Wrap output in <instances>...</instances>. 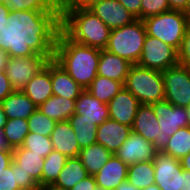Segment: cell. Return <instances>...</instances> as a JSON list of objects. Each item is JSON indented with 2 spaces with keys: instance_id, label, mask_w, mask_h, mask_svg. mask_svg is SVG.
Returning <instances> with one entry per match:
<instances>
[{
  "instance_id": "obj_33",
  "label": "cell",
  "mask_w": 190,
  "mask_h": 190,
  "mask_svg": "<svg viewBox=\"0 0 190 190\" xmlns=\"http://www.w3.org/2000/svg\"><path fill=\"white\" fill-rule=\"evenodd\" d=\"M28 133V122L22 118L7 119L3 128V134L10 149L21 147Z\"/></svg>"
},
{
  "instance_id": "obj_19",
  "label": "cell",
  "mask_w": 190,
  "mask_h": 190,
  "mask_svg": "<svg viewBox=\"0 0 190 190\" xmlns=\"http://www.w3.org/2000/svg\"><path fill=\"white\" fill-rule=\"evenodd\" d=\"M75 113L94 121L98 126L109 118L108 104L99 101L87 89L76 99Z\"/></svg>"
},
{
  "instance_id": "obj_46",
  "label": "cell",
  "mask_w": 190,
  "mask_h": 190,
  "mask_svg": "<svg viewBox=\"0 0 190 190\" xmlns=\"http://www.w3.org/2000/svg\"><path fill=\"white\" fill-rule=\"evenodd\" d=\"M9 14L10 9L6 6L4 2H0V30L8 24L7 22Z\"/></svg>"
},
{
  "instance_id": "obj_36",
  "label": "cell",
  "mask_w": 190,
  "mask_h": 190,
  "mask_svg": "<svg viewBox=\"0 0 190 190\" xmlns=\"http://www.w3.org/2000/svg\"><path fill=\"white\" fill-rule=\"evenodd\" d=\"M29 132L50 137L55 128L56 121L50 119L37 109L28 119Z\"/></svg>"
},
{
  "instance_id": "obj_17",
  "label": "cell",
  "mask_w": 190,
  "mask_h": 190,
  "mask_svg": "<svg viewBox=\"0 0 190 190\" xmlns=\"http://www.w3.org/2000/svg\"><path fill=\"white\" fill-rule=\"evenodd\" d=\"M128 165L113 154L106 164L94 175L96 184L105 190L115 188L127 179Z\"/></svg>"
},
{
  "instance_id": "obj_3",
  "label": "cell",
  "mask_w": 190,
  "mask_h": 190,
  "mask_svg": "<svg viewBox=\"0 0 190 190\" xmlns=\"http://www.w3.org/2000/svg\"><path fill=\"white\" fill-rule=\"evenodd\" d=\"M100 50L74 42L61 30L55 46L54 60L75 82L87 89L97 76Z\"/></svg>"
},
{
  "instance_id": "obj_18",
  "label": "cell",
  "mask_w": 190,
  "mask_h": 190,
  "mask_svg": "<svg viewBox=\"0 0 190 190\" xmlns=\"http://www.w3.org/2000/svg\"><path fill=\"white\" fill-rule=\"evenodd\" d=\"M50 138L54 150L59 151L68 158L79 156L80 145L68 120L57 122Z\"/></svg>"
},
{
  "instance_id": "obj_37",
  "label": "cell",
  "mask_w": 190,
  "mask_h": 190,
  "mask_svg": "<svg viewBox=\"0 0 190 190\" xmlns=\"http://www.w3.org/2000/svg\"><path fill=\"white\" fill-rule=\"evenodd\" d=\"M168 0H141V20L169 11Z\"/></svg>"
},
{
  "instance_id": "obj_53",
  "label": "cell",
  "mask_w": 190,
  "mask_h": 190,
  "mask_svg": "<svg viewBox=\"0 0 190 190\" xmlns=\"http://www.w3.org/2000/svg\"><path fill=\"white\" fill-rule=\"evenodd\" d=\"M39 190H68V189L57 187L54 184H49L41 187Z\"/></svg>"
},
{
  "instance_id": "obj_47",
  "label": "cell",
  "mask_w": 190,
  "mask_h": 190,
  "mask_svg": "<svg viewBox=\"0 0 190 190\" xmlns=\"http://www.w3.org/2000/svg\"><path fill=\"white\" fill-rule=\"evenodd\" d=\"M10 56L7 51L0 48V71H5Z\"/></svg>"
},
{
  "instance_id": "obj_8",
  "label": "cell",
  "mask_w": 190,
  "mask_h": 190,
  "mask_svg": "<svg viewBox=\"0 0 190 190\" xmlns=\"http://www.w3.org/2000/svg\"><path fill=\"white\" fill-rule=\"evenodd\" d=\"M178 51L158 38L146 35L141 57L137 65L164 71L178 65Z\"/></svg>"
},
{
  "instance_id": "obj_31",
  "label": "cell",
  "mask_w": 190,
  "mask_h": 190,
  "mask_svg": "<svg viewBox=\"0 0 190 190\" xmlns=\"http://www.w3.org/2000/svg\"><path fill=\"white\" fill-rule=\"evenodd\" d=\"M127 180L140 190L155 184L153 161L138 162L129 165Z\"/></svg>"
},
{
  "instance_id": "obj_22",
  "label": "cell",
  "mask_w": 190,
  "mask_h": 190,
  "mask_svg": "<svg viewBox=\"0 0 190 190\" xmlns=\"http://www.w3.org/2000/svg\"><path fill=\"white\" fill-rule=\"evenodd\" d=\"M132 132L153 143L160 135L158 119L151 104H140L132 125Z\"/></svg>"
},
{
  "instance_id": "obj_57",
  "label": "cell",
  "mask_w": 190,
  "mask_h": 190,
  "mask_svg": "<svg viewBox=\"0 0 190 190\" xmlns=\"http://www.w3.org/2000/svg\"><path fill=\"white\" fill-rule=\"evenodd\" d=\"M78 0H65L66 3H69V2H77Z\"/></svg>"
},
{
  "instance_id": "obj_1",
  "label": "cell",
  "mask_w": 190,
  "mask_h": 190,
  "mask_svg": "<svg viewBox=\"0 0 190 190\" xmlns=\"http://www.w3.org/2000/svg\"><path fill=\"white\" fill-rule=\"evenodd\" d=\"M8 24L0 30V48L10 57L40 54L54 59L61 31V12L10 11Z\"/></svg>"
},
{
  "instance_id": "obj_32",
  "label": "cell",
  "mask_w": 190,
  "mask_h": 190,
  "mask_svg": "<svg viewBox=\"0 0 190 190\" xmlns=\"http://www.w3.org/2000/svg\"><path fill=\"white\" fill-rule=\"evenodd\" d=\"M68 157L63 155L57 150H52V152L44 158V166L42 169V178L38 183L39 187L45 185L54 184L59 177V173L65 166Z\"/></svg>"
},
{
  "instance_id": "obj_21",
  "label": "cell",
  "mask_w": 190,
  "mask_h": 190,
  "mask_svg": "<svg viewBox=\"0 0 190 190\" xmlns=\"http://www.w3.org/2000/svg\"><path fill=\"white\" fill-rule=\"evenodd\" d=\"M51 83L55 96L77 99L84 91L54 59L51 60Z\"/></svg>"
},
{
  "instance_id": "obj_4",
  "label": "cell",
  "mask_w": 190,
  "mask_h": 190,
  "mask_svg": "<svg viewBox=\"0 0 190 190\" xmlns=\"http://www.w3.org/2000/svg\"><path fill=\"white\" fill-rule=\"evenodd\" d=\"M146 30L142 20L111 30L106 50L137 64L143 50Z\"/></svg>"
},
{
  "instance_id": "obj_28",
  "label": "cell",
  "mask_w": 190,
  "mask_h": 190,
  "mask_svg": "<svg viewBox=\"0 0 190 190\" xmlns=\"http://www.w3.org/2000/svg\"><path fill=\"white\" fill-rule=\"evenodd\" d=\"M10 11H46L63 12L67 3L65 0H4Z\"/></svg>"
},
{
  "instance_id": "obj_38",
  "label": "cell",
  "mask_w": 190,
  "mask_h": 190,
  "mask_svg": "<svg viewBox=\"0 0 190 190\" xmlns=\"http://www.w3.org/2000/svg\"><path fill=\"white\" fill-rule=\"evenodd\" d=\"M0 190H21L18 186L17 165H11L0 171Z\"/></svg>"
},
{
  "instance_id": "obj_30",
  "label": "cell",
  "mask_w": 190,
  "mask_h": 190,
  "mask_svg": "<svg viewBox=\"0 0 190 190\" xmlns=\"http://www.w3.org/2000/svg\"><path fill=\"white\" fill-rule=\"evenodd\" d=\"M123 86L119 81L97 75L87 90L99 101L108 104Z\"/></svg>"
},
{
  "instance_id": "obj_56",
  "label": "cell",
  "mask_w": 190,
  "mask_h": 190,
  "mask_svg": "<svg viewBox=\"0 0 190 190\" xmlns=\"http://www.w3.org/2000/svg\"><path fill=\"white\" fill-rule=\"evenodd\" d=\"M187 113H188V118H189V126H190V104L187 107Z\"/></svg>"
},
{
  "instance_id": "obj_10",
  "label": "cell",
  "mask_w": 190,
  "mask_h": 190,
  "mask_svg": "<svg viewBox=\"0 0 190 190\" xmlns=\"http://www.w3.org/2000/svg\"><path fill=\"white\" fill-rule=\"evenodd\" d=\"M48 61L40 54L29 57H10L5 72L13 89L22 91Z\"/></svg>"
},
{
  "instance_id": "obj_50",
  "label": "cell",
  "mask_w": 190,
  "mask_h": 190,
  "mask_svg": "<svg viewBox=\"0 0 190 190\" xmlns=\"http://www.w3.org/2000/svg\"><path fill=\"white\" fill-rule=\"evenodd\" d=\"M180 164L183 170L190 171V152L180 159Z\"/></svg>"
},
{
  "instance_id": "obj_43",
  "label": "cell",
  "mask_w": 190,
  "mask_h": 190,
  "mask_svg": "<svg viewBox=\"0 0 190 190\" xmlns=\"http://www.w3.org/2000/svg\"><path fill=\"white\" fill-rule=\"evenodd\" d=\"M97 187L94 176L88 175L85 179L79 181L70 190H95Z\"/></svg>"
},
{
  "instance_id": "obj_27",
  "label": "cell",
  "mask_w": 190,
  "mask_h": 190,
  "mask_svg": "<svg viewBox=\"0 0 190 190\" xmlns=\"http://www.w3.org/2000/svg\"><path fill=\"white\" fill-rule=\"evenodd\" d=\"M87 176V170L79 157H70L67 158L65 166L59 173V177L55 181L54 185L70 190L79 181L85 179Z\"/></svg>"
},
{
  "instance_id": "obj_12",
  "label": "cell",
  "mask_w": 190,
  "mask_h": 190,
  "mask_svg": "<svg viewBox=\"0 0 190 190\" xmlns=\"http://www.w3.org/2000/svg\"><path fill=\"white\" fill-rule=\"evenodd\" d=\"M85 6L111 30L128 25L137 19L118 0H92Z\"/></svg>"
},
{
  "instance_id": "obj_24",
  "label": "cell",
  "mask_w": 190,
  "mask_h": 190,
  "mask_svg": "<svg viewBox=\"0 0 190 190\" xmlns=\"http://www.w3.org/2000/svg\"><path fill=\"white\" fill-rule=\"evenodd\" d=\"M75 101L52 95L38 109L56 122L67 121L75 113Z\"/></svg>"
},
{
  "instance_id": "obj_51",
  "label": "cell",
  "mask_w": 190,
  "mask_h": 190,
  "mask_svg": "<svg viewBox=\"0 0 190 190\" xmlns=\"http://www.w3.org/2000/svg\"><path fill=\"white\" fill-rule=\"evenodd\" d=\"M7 119L8 118H7V116H6L5 112H4V109H3V107H2V105L0 103V130H3L4 125L7 122Z\"/></svg>"
},
{
  "instance_id": "obj_16",
  "label": "cell",
  "mask_w": 190,
  "mask_h": 190,
  "mask_svg": "<svg viewBox=\"0 0 190 190\" xmlns=\"http://www.w3.org/2000/svg\"><path fill=\"white\" fill-rule=\"evenodd\" d=\"M22 91L38 107L53 95L51 60L27 83Z\"/></svg>"
},
{
  "instance_id": "obj_41",
  "label": "cell",
  "mask_w": 190,
  "mask_h": 190,
  "mask_svg": "<svg viewBox=\"0 0 190 190\" xmlns=\"http://www.w3.org/2000/svg\"><path fill=\"white\" fill-rule=\"evenodd\" d=\"M14 91L5 71H0V103Z\"/></svg>"
},
{
  "instance_id": "obj_26",
  "label": "cell",
  "mask_w": 190,
  "mask_h": 190,
  "mask_svg": "<svg viewBox=\"0 0 190 190\" xmlns=\"http://www.w3.org/2000/svg\"><path fill=\"white\" fill-rule=\"evenodd\" d=\"M112 155L104 146L94 143L81 149L78 157L87 170L88 175L94 176Z\"/></svg>"
},
{
  "instance_id": "obj_45",
  "label": "cell",
  "mask_w": 190,
  "mask_h": 190,
  "mask_svg": "<svg viewBox=\"0 0 190 190\" xmlns=\"http://www.w3.org/2000/svg\"><path fill=\"white\" fill-rule=\"evenodd\" d=\"M13 160L12 150H0V171L11 165Z\"/></svg>"
},
{
  "instance_id": "obj_58",
  "label": "cell",
  "mask_w": 190,
  "mask_h": 190,
  "mask_svg": "<svg viewBox=\"0 0 190 190\" xmlns=\"http://www.w3.org/2000/svg\"><path fill=\"white\" fill-rule=\"evenodd\" d=\"M95 190H105V189L102 188V187L97 186V187L95 188Z\"/></svg>"
},
{
  "instance_id": "obj_20",
  "label": "cell",
  "mask_w": 190,
  "mask_h": 190,
  "mask_svg": "<svg viewBox=\"0 0 190 190\" xmlns=\"http://www.w3.org/2000/svg\"><path fill=\"white\" fill-rule=\"evenodd\" d=\"M131 65L124 58L101 49L97 75L119 81L124 85Z\"/></svg>"
},
{
  "instance_id": "obj_9",
  "label": "cell",
  "mask_w": 190,
  "mask_h": 190,
  "mask_svg": "<svg viewBox=\"0 0 190 190\" xmlns=\"http://www.w3.org/2000/svg\"><path fill=\"white\" fill-rule=\"evenodd\" d=\"M164 100L175 106L190 104V69L180 64L162 71Z\"/></svg>"
},
{
  "instance_id": "obj_15",
  "label": "cell",
  "mask_w": 190,
  "mask_h": 190,
  "mask_svg": "<svg viewBox=\"0 0 190 190\" xmlns=\"http://www.w3.org/2000/svg\"><path fill=\"white\" fill-rule=\"evenodd\" d=\"M131 132L132 128L130 126L108 118L97 128L96 143L101 144L109 152L115 154Z\"/></svg>"
},
{
  "instance_id": "obj_48",
  "label": "cell",
  "mask_w": 190,
  "mask_h": 190,
  "mask_svg": "<svg viewBox=\"0 0 190 190\" xmlns=\"http://www.w3.org/2000/svg\"><path fill=\"white\" fill-rule=\"evenodd\" d=\"M182 190H190V171L182 170Z\"/></svg>"
},
{
  "instance_id": "obj_35",
  "label": "cell",
  "mask_w": 190,
  "mask_h": 190,
  "mask_svg": "<svg viewBox=\"0 0 190 190\" xmlns=\"http://www.w3.org/2000/svg\"><path fill=\"white\" fill-rule=\"evenodd\" d=\"M23 149L32 150V153L47 157L53 150L51 138L37 133L29 132L21 146Z\"/></svg>"
},
{
  "instance_id": "obj_52",
  "label": "cell",
  "mask_w": 190,
  "mask_h": 190,
  "mask_svg": "<svg viewBox=\"0 0 190 190\" xmlns=\"http://www.w3.org/2000/svg\"><path fill=\"white\" fill-rule=\"evenodd\" d=\"M0 150H13L9 148L5 136L3 134V130H0Z\"/></svg>"
},
{
  "instance_id": "obj_39",
  "label": "cell",
  "mask_w": 190,
  "mask_h": 190,
  "mask_svg": "<svg viewBox=\"0 0 190 190\" xmlns=\"http://www.w3.org/2000/svg\"><path fill=\"white\" fill-rule=\"evenodd\" d=\"M178 62L190 69V22L187 24L183 40L178 50Z\"/></svg>"
},
{
  "instance_id": "obj_5",
  "label": "cell",
  "mask_w": 190,
  "mask_h": 190,
  "mask_svg": "<svg viewBox=\"0 0 190 190\" xmlns=\"http://www.w3.org/2000/svg\"><path fill=\"white\" fill-rule=\"evenodd\" d=\"M124 87L130 91L140 104H152L164 100V80L162 71L130 66Z\"/></svg>"
},
{
  "instance_id": "obj_34",
  "label": "cell",
  "mask_w": 190,
  "mask_h": 190,
  "mask_svg": "<svg viewBox=\"0 0 190 190\" xmlns=\"http://www.w3.org/2000/svg\"><path fill=\"white\" fill-rule=\"evenodd\" d=\"M163 152L177 160L182 159L190 152V126L178 129L168 141Z\"/></svg>"
},
{
  "instance_id": "obj_2",
  "label": "cell",
  "mask_w": 190,
  "mask_h": 190,
  "mask_svg": "<svg viewBox=\"0 0 190 190\" xmlns=\"http://www.w3.org/2000/svg\"><path fill=\"white\" fill-rule=\"evenodd\" d=\"M61 30L74 42L105 49L111 29L85 5L69 2L61 13Z\"/></svg>"
},
{
  "instance_id": "obj_23",
  "label": "cell",
  "mask_w": 190,
  "mask_h": 190,
  "mask_svg": "<svg viewBox=\"0 0 190 190\" xmlns=\"http://www.w3.org/2000/svg\"><path fill=\"white\" fill-rule=\"evenodd\" d=\"M1 105L8 119L22 118L27 120L37 109L36 106L23 91L14 90L2 102Z\"/></svg>"
},
{
  "instance_id": "obj_54",
  "label": "cell",
  "mask_w": 190,
  "mask_h": 190,
  "mask_svg": "<svg viewBox=\"0 0 190 190\" xmlns=\"http://www.w3.org/2000/svg\"><path fill=\"white\" fill-rule=\"evenodd\" d=\"M141 190H161V189L158 187V185L152 184V185H150V186H148L146 188H143Z\"/></svg>"
},
{
  "instance_id": "obj_14",
  "label": "cell",
  "mask_w": 190,
  "mask_h": 190,
  "mask_svg": "<svg viewBox=\"0 0 190 190\" xmlns=\"http://www.w3.org/2000/svg\"><path fill=\"white\" fill-rule=\"evenodd\" d=\"M140 102L124 86L109 101V118L132 127Z\"/></svg>"
},
{
  "instance_id": "obj_29",
  "label": "cell",
  "mask_w": 190,
  "mask_h": 190,
  "mask_svg": "<svg viewBox=\"0 0 190 190\" xmlns=\"http://www.w3.org/2000/svg\"><path fill=\"white\" fill-rule=\"evenodd\" d=\"M75 132L80 149L96 143L98 125L84 116L74 113L68 120Z\"/></svg>"
},
{
  "instance_id": "obj_42",
  "label": "cell",
  "mask_w": 190,
  "mask_h": 190,
  "mask_svg": "<svg viewBox=\"0 0 190 190\" xmlns=\"http://www.w3.org/2000/svg\"><path fill=\"white\" fill-rule=\"evenodd\" d=\"M130 13L141 20V0H118Z\"/></svg>"
},
{
  "instance_id": "obj_25",
  "label": "cell",
  "mask_w": 190,
  "mask_h": 190,
  "mask_svg": "<svg viewBox=\"0 0 190 190\" xmlns=\"http://www.w3.org/2000/svg\"><path fill=\"white\" fill-rule=\"evenodd\" d=\"M13 162L23 171L25 174L31 175V177L39 183L42 178V169L44 166V157L40 154L32 153V150L23 149L18 147L12 150Z\"/></svg>"
},
{
  "instance_id": "obj_49",
  "label": "cell",
  "mask_w": 190,
  "mask_h": 190,
  "mask_svg": "<svg viewBox=\"0 0 190 190\" xmlns=\"http://www.w3.org/2000/svg\"><path fill=\"white\" fill-rule=\"evenodd\" d=\"M115 190H140L134 184L130 183L127 179L122 181Z\"/></svg>"
},
{
  "instance_id": "obj_44",
  "label": "cell",
  "mask_w": 190,
  "mask_h": 190,
  "mask_svg": "<svg viewBox=\"0 0 190 190\" xmlns=\"http://www.w3.org/2000/svg\"><path fill=\"white\" fill-rule=\"evenodd\" d=\"M170 10L190 12V0H168Z\"/></svg>"
},
{
  "instance_id": "obj_40",
  "label": "cell",
  "mask_w": 190,
  "mask_h": 190,
  "mask_svg": "<svg viewBox=\"0 0 190 190\" xmlns=\"http://www.w3.org/2000/svg\"><path fill=\"white\" fill-rule=\"evenodd\" d=\"M18 186L21 190H39V184L29 174H25L17 166Z\"/></svg>"
},
{
  "instance_id": "obj_11",
  "label": "cell",
  "mask_w": 190,
  "mask_h": 190,
  "mask_svg": "<svg viewBox=\"0 0 190 190\" xmlns=\"http://www.w3.org/2000/svg\"><path fill=\"white\" fill-rule=\"evenodd\" d=\"M155 184L161 190H182V167L180 160L157 151L153 159Z\"/></svg>"
},
{
  "instance_id": "obj_55",
  "label": "cell",
  "mask_w": 190,
  "mask_h": 190,
  "mask_svg": "<svg viewBox=\"0 0 190 190\" xmlns=\"http://www.w3.org/2000/svg\"><path fill=\"white\" fill-rule=\"evenodd\" d=\"M89 1H92V0H78L77 2L82 5H86Z\"/></svg>"
},
{
  "instance_id": "obj_13",
  "label": "cell",
  "mask_w": 190,
  "mask_h": 190,
  "mask_svg": "<svg viewBox=\"0 0 190 190\" xmlns=\"http://www.w3.org/2000/svg\"><path fill=\"white\" fill-rule=\"evenodd\" d=\"M157 150L141 135L131 132L115 155L128 166L145 161H153Z\"/></svg>"
},
{
  "instance_id": "obj_6",
  "label": "cell",
  "mask_w": 190,
  "mask_h": 190,
  "mask_svg": "<svg viewBox=\"0 0 190 190\" xmlns=\"http://www.w3.org/2000/svg\"><path fill=\"white\" fill-rule=\"evenodd\" d=\"M143 23L147 35L162 40L178 51L189 23V14L169 10L146 18Z\"/></svg>"
},
{
  "instance_id": "obj_7",
  "label": "cell",
  "mask_w": 190,
  "mask_h": 190,
  "mask_svg": "<svg viewBox=\"0 0 190 190\" xmlns=\"http://www.w3.org/2000/svg\"><path fill=\"white\" fill-rule=\"evenodd\" d=\"M151 106L158 119L160 129V135L155 138L152 144L157 151H163L170 136L178 129L189 126L187 108L175 106L165 100L152 103Z\"/></svg>"
}]
</instances>
